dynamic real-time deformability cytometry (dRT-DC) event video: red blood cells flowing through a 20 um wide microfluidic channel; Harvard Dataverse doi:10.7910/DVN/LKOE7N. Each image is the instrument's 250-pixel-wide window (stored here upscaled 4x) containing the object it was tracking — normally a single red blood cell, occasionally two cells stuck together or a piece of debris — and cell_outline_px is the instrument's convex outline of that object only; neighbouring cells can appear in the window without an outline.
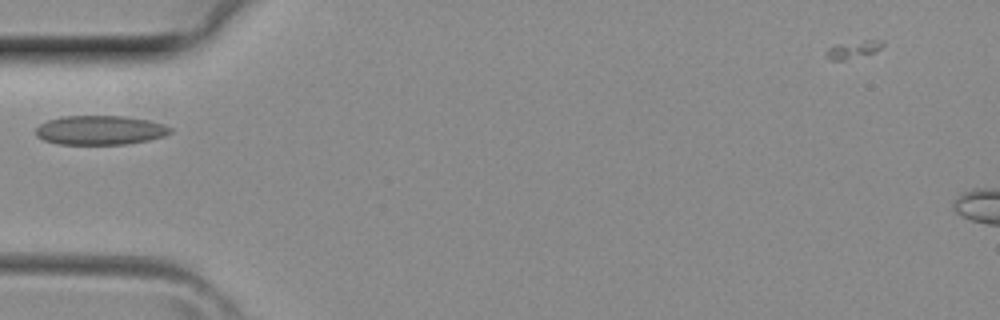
{"species": "common noctule bat (a hibernating species)", "species_latin": "Nyctalus noctula", "temperature_condition": "room temperature", "stored_images_in_passage": 1, "camera_frame_rate_fps": 3000, "um_per_image_px": 0.085, "animal": {"sex": "female", "body_mass_g": 29.2, "forearm_length_mm": 56.3}, "frame": {"image": 1, "passage_image": 1, "time_ms": 0.0, "image_size_px": [1000, 320], "cell_outline_px": [[172, 132], [164, 136], [148, 140], [124, 144], [60, 144], [44, 140], [36, 136], [36, 128], [40, 124], [48, 120], [64, 116], [124, 116], [148, 120], [164, 124], [172, 128]], "centroid_in_image_um": [8.52, 11.06], "position_along_channel_um": 76.5, "area_um2": 22.83}}